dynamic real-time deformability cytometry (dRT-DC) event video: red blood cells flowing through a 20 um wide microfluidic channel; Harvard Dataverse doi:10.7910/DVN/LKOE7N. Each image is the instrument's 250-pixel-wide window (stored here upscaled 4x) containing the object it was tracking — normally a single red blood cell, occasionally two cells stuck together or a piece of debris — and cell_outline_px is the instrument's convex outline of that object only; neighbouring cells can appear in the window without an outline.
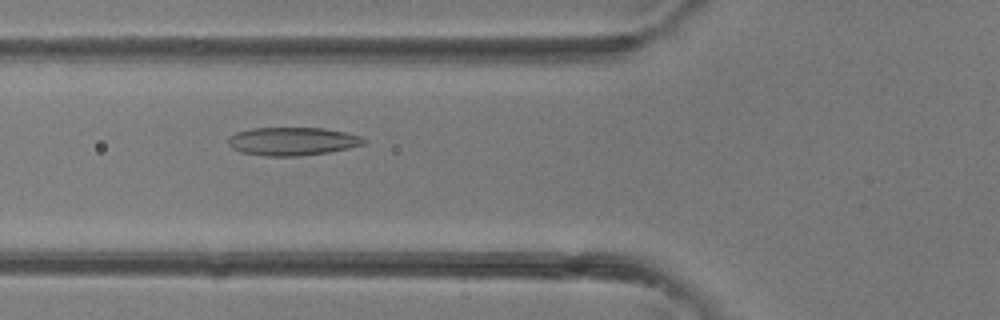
{"species": "common noctule bat (a hibernating species)", "species_latin": "Nyctalus noctula", "temperature_condition": "room temperature", "stored_images_in_passage": 23, "camera_frame_rate_fps": 3000, "um_per_image_px": 0.085, "animal": {"sex": "female"}, "frame": {"image": 1, "passage_image": 5, "time_ms": 1.333, "image_size_px": [1000, 320], "cell_outline_px": [[368, 140], [364, 144], [348, 148], [328, 152], [300, 156], [264, 156], [240, 152], [232, 148], [228, 144], [228, 140], [236, 132], [252, 128], [324, 128], [344, 132], [360, 136]], "centroid_in_image_um": [24.86, 12.01], "position_along_channel_um": 100.9, "area_um2": 22.25}}
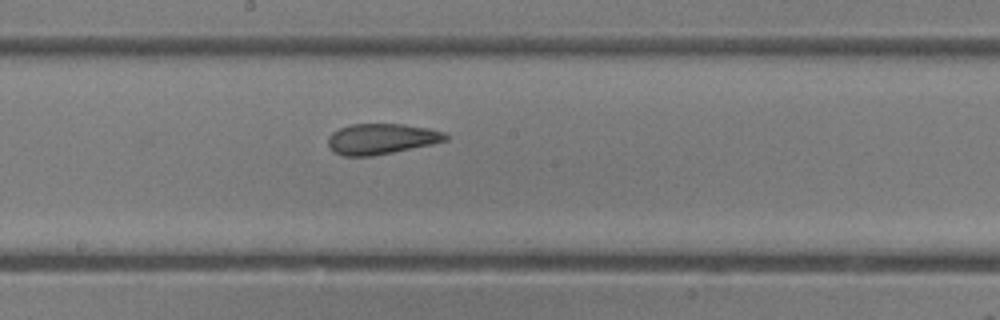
{"frame": {"image": 2, "passage_image": 12, "time_ms": 3.667, "image_size_px": [1000, 320], "cell_outline_px": [[448, 140], [432, 144], [372, 156], [344, 156], [332, 152], [328, 148], [328, 136], [332, 132], [340, 128], [352, 124], [404, 124], [428, 128], [444, 132], [448, 136]], "centroid_in_image_um": [32.39, 11.81], "position_along_channel_um": 215.8, "area_um2": 21.04}}
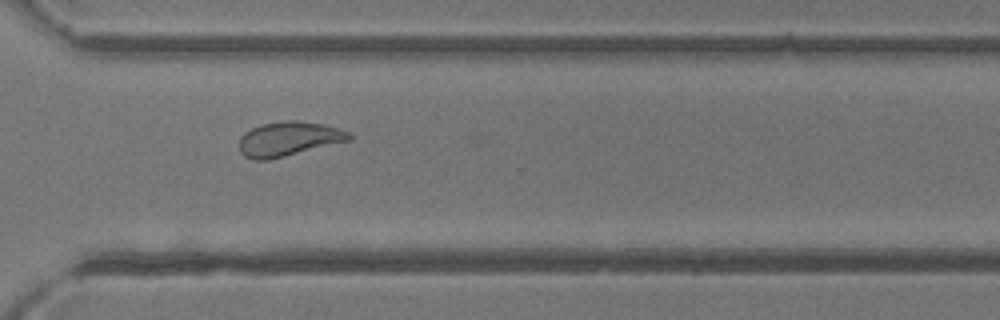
{"frame": {"image": 3, "passage_image": 20, "time_ms": 6.333, "image_size_px": [1000, 320], "cell_outline_px": [[352, 140], [268, 160], [256, 160], [244, 156], [240, 152], [240, 136], [244, 132], [260, 124], [284, 120], [300, 120], [324, 124], [348, 132], [352, 136]], "centroid_in_image_um": [24.52, 11.79], "position_along_channel_um": 346.1, "area_um2": 22.14}}